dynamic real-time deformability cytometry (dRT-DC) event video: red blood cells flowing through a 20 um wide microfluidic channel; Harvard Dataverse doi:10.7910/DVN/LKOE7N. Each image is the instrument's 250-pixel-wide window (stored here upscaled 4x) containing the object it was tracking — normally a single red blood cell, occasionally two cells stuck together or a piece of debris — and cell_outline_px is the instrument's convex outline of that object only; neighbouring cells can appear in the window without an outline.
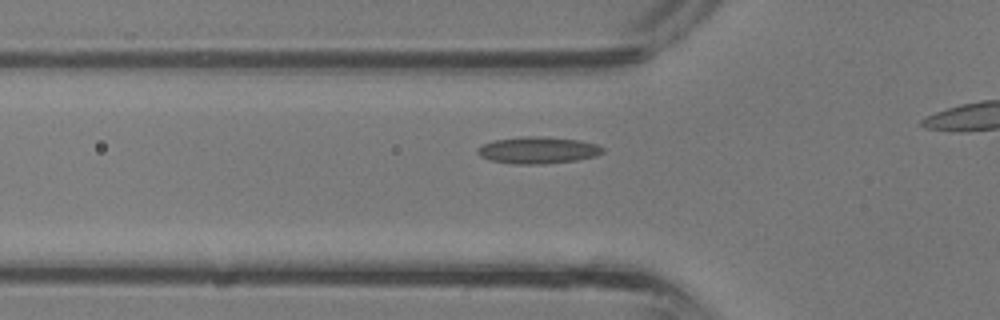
{"species": "common noctule bat (a hibernating species)", "species_latin": "Nyctalus noctula", "temperature_condition": "room temperature", "stored_images_in_passage": 7, "camera_frame_rate_fps": 3000, "um_per_image_px": 0.085, "animal": {"sex": "male", "body_mass_g": 13.3}, "frame": {"image": 1, "passage_image": 3, "time_ms": 0.667, "image_size_px": [1000, 320], "cell_outline_px": [[604, 152], [596, 156], [576, 160], [544, 164], [516, 164], [492, 160], [480, 156], [476, 152], [476, 148], [484, 144], [496, 140], [520, 136], [536, 136], [580, 140], [596, 144], [604, 148]], "centroid_in_image_um": [45.73, 12.76], "position_along_channel_um": 80.1, "area_um2": 19.48}}
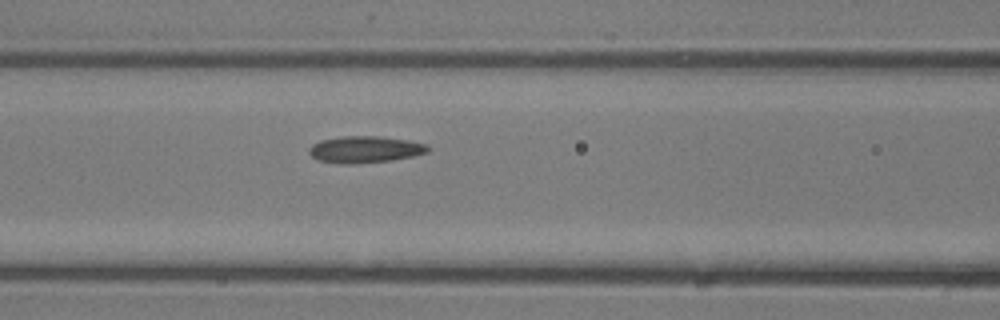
{"frame": {"image": 2, "passage_image": 6, "time_ms": 1.667, "image_size_px": [1000, 320], "cell_outline_px": [[428, 152], [412, 156], [392, 160], [348, 164], [344, 164], [316, 160], [308, 152], [308, 148], [312, 144], [320, 140], [340, 136], [380, 136], [408, 140], [428, 144]], "centroid_in_image_um": [30.99, 12.69], "position_along_channel_um": 135.6, "area_um2": 18.55}}